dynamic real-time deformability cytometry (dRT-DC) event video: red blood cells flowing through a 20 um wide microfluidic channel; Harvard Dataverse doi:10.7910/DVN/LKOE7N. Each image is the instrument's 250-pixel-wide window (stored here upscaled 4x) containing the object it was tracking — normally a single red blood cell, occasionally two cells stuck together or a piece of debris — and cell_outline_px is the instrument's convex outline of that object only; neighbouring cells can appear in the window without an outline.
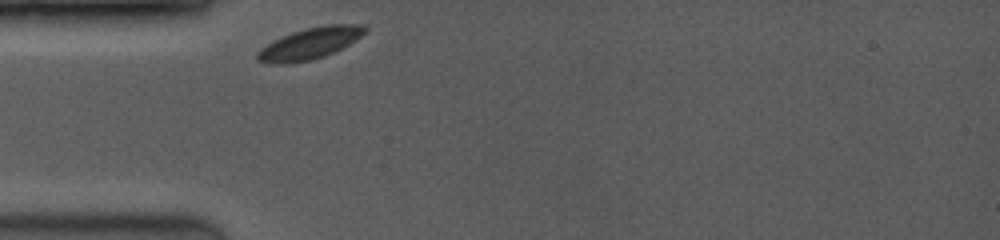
{"species": "common noctule bat (a hibernating species)", "species_latin": "Nyctalus noctula", "temperature_condition": "room temperature", "stored_images_in_passage": 4, "camera_frame_rate_fps": 3500, "um_per_image_px": 0.085, "animal": {"sex": "female", "body_mass_g": 19.0, "forearm_length_mm": 53.3}, "frame": {"image": 1, "passage_image": 1, "time_ms": 0.0, "image_size_px": [1000, 240], "cell_outline_px": [[368, 32], [356, 40], [324, 56], [312, 60], [288, 64], [268, 64], [256, 60], [256, 52], [260, 48], [292, 32], [308, 28], [328, 24], [364, 24], [368, 28]], "centroid_in_image_um": [26.35, 3.7], "position_along_channel_um": 58.6, "area_um2": 19.71}}